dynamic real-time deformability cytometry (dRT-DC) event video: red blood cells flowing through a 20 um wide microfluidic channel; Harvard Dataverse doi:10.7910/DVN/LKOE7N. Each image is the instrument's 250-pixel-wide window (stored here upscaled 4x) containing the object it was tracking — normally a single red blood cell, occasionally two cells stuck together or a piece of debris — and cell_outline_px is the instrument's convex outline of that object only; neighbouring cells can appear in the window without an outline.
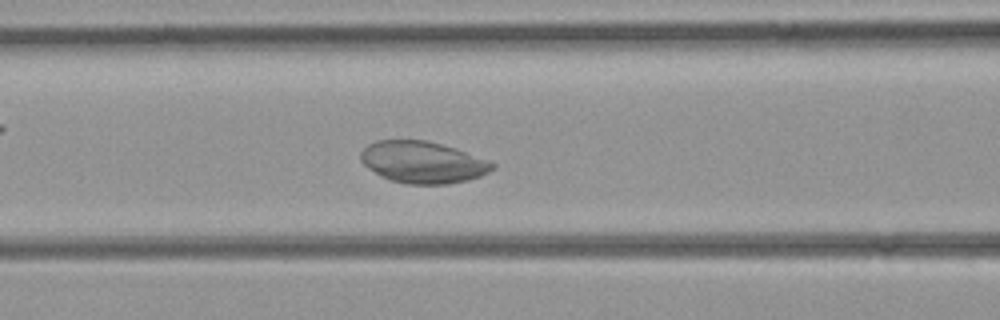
{"species": "common noctule bat (a hibernating species)", "species_latin": "Nyctalus noctula", "temperature_condition": "room temperature", "stored_images_in_passage": 45, "camera_frame_rate_fps": 3000, "um_per_image_px": 0.085, "animal": {"sex": "female", "body_mass_g": 21.9}, "frame": {"image": 1, "passage_image": 18, "time_ms": 5.667, "image_size_px": [1000, 320], "cell_outline_px": [[496, 168], [480, 176], [468, 180], [448, 184], [408, 184], [388, 180], [380, 176], [368, 168], [360, 160], [360, 152], [368, 144], [376, 140], [428, 140], [456, 148], [488, 160], [496, 164]], "centroid_in_image_um": [35.93, 13.79], "position_along_channel_um": 130.7, "area_um2": 32.31}}
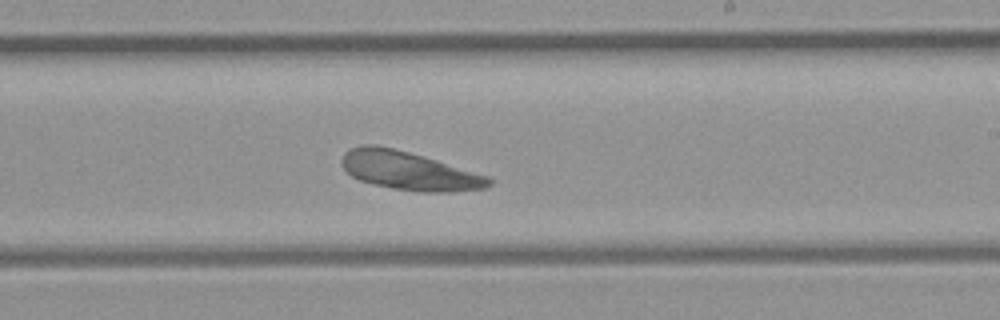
{"frame": {"image": 2, "passage_image": 26, "time_ms": 8.333, "image_size_px": [1000, 320], "cell_outline_px": [[492, 184], [488, 188], [452, 192], [420, 192], [392, 188], [360, 180], [352, 176], [344, 168], [340, 160], [344, 152], [352, 148], [364, 144], [376, 144], [408, 152], [436, 160], [488, 176], [492, 180]], "centroid_in_image_um": [34.77, 14.52], "position_along_channel_um": 254.2, "area_um2": 32.77}}
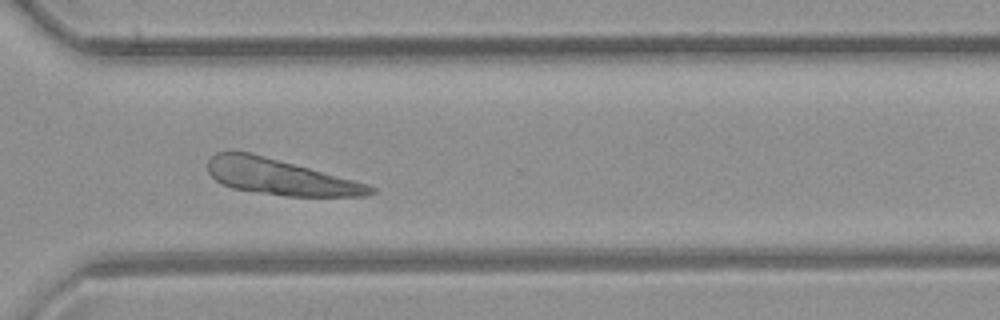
{"frame": {"image": 3, "passage_image": 32, "time_ms": 10.333, "image_size_px": [1000, 320], "cell_outline_px": [[376, 192], [368, 196], [284, 196], [232, 188], [216, 180], [208, 172], [208, 160], [216, 152], [252, 152], [368, 184], [376, 188]], "centroid_in_image_um": [23.82, 15.04], "position_along_channel_um": 346.8, "area_um2": 33.64}}